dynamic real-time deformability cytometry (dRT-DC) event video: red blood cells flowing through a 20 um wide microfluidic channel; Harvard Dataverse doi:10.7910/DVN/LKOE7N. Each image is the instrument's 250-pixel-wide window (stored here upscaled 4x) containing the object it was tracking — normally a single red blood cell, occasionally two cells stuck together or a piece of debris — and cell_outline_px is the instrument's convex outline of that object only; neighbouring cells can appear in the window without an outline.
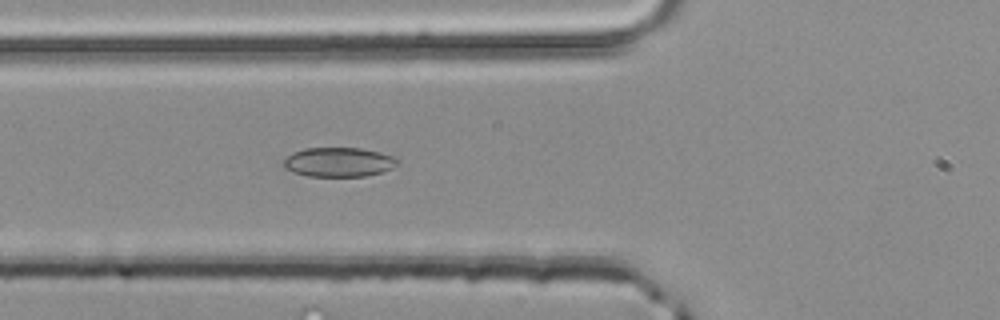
{"species": "common noctule bat (a hibernating species)", "species_latin": "Nyctalus noctula", "temperature_condition": "room temperature", "stored_images_in_passage": 42, "camera_frame_rate_fps": 3000, "um_per_image_px": 0.085, "animal": {"sex": "male", "body_mass_g": 20.4}, "frame": {"image": 1, "passage_image": 18, "time_ms": 5.667, "image_size_px": [1000, 320], "cell_outline_px": [[400, 160], [392, 168], [380, 172], [364, 176], [308, 176], [292, 172], [284, 168], [284, 160], [292, 152], [304, 148], [360, 148], [380, 152], [396, 156]], "centroid_in_image_um": [28.79, 13.77], "position_along_channel_um": 97.0, "area_um2": 19.54}}
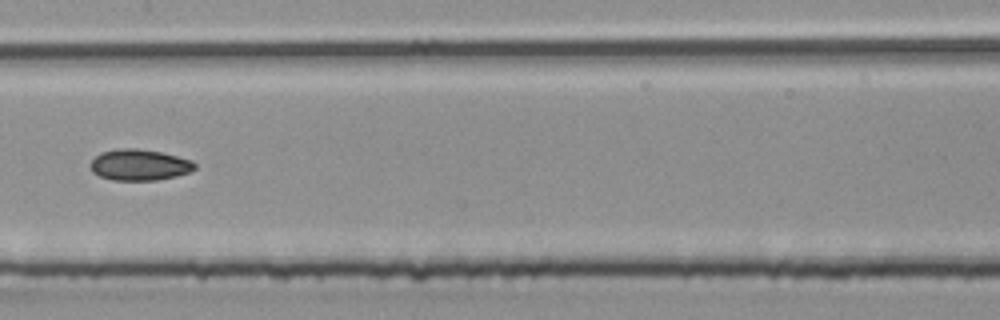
{"frame": {"image": 2, "passage_image": 25, "time_ms": 8.0, "image_size_px": [1000, 320], "cell_outline_px": [[196, 168], [188, 172], [176, 176], [156, 180], [112, 180], [100, 176], [92, 172], [88, 164], [100, 152], [120, 148], [136, 148], [160, 152], [192, 160], [196, 164]], "centroid_in_image_um": [11.82, 14.01], "position_along_channel_um": 195.6, "area_um2": 18.96}}
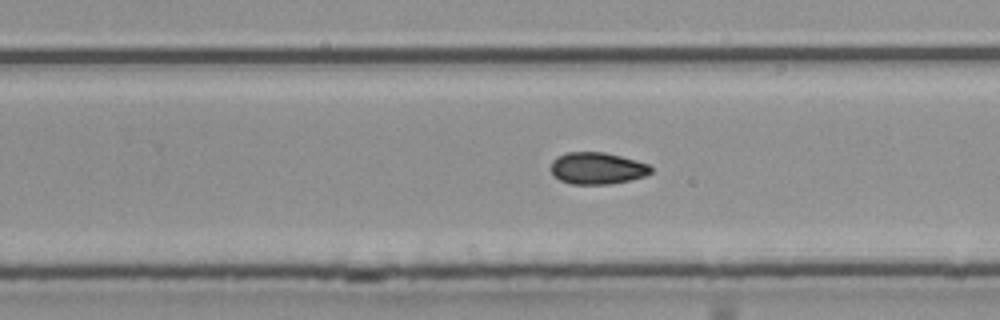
{"frame": {"image": 3, "passage_image": 31, "time_ms": 10.0, "image_size_px": [1000, 320], "cell_outline_px": [[652, 172], [644, 176], [628, 180], [608, 184], [572, 184], [560, 180], [552, 172], [552, 160], [556, 156], [568, 152], [604, 152], [636, 160], [648, 164], [652, 168]], "centroid_in_image_um": [50.76, 14.29], "position_along_channel_um": 279.0, "area_um2": 18.38}, "authors_computed_cell_mechanics": {"area_um2": 19.3919, "velocity_mm_per_s": 4.1948, "shape_relaxation_time_tau1_ms": null, "shape_relaxation_time_tau2_ms": 6.3033, "deformation_change_tau1": null, "deformation_change_tau2": 0.0977}}